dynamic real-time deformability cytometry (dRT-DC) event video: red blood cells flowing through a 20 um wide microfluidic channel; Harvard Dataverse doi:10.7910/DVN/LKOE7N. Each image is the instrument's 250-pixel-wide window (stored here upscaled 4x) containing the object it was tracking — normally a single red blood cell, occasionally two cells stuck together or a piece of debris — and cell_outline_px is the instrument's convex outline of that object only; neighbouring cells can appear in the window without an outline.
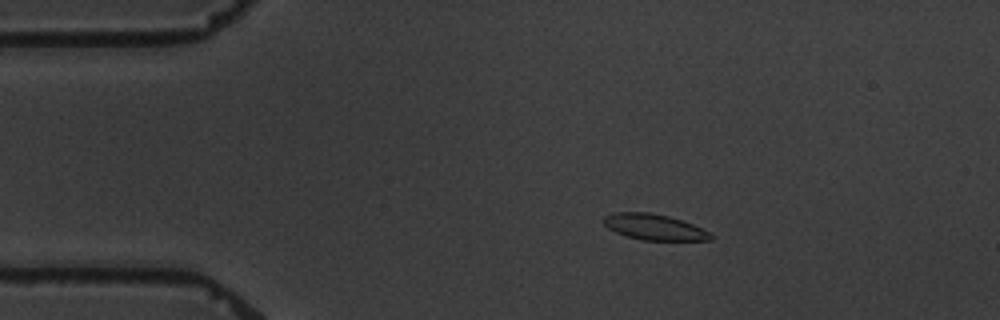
{"species": "common noctule bat (a hibernating species)", "species_latin": "Nyctalus noctula", "temperature_condition": "warm", "stored_images_in_passage": 5, "camera_frame_rate_fps": 3000, "um_per_image_px": 0.085, "animal": {"sex": "male", "body_mass_g": 19.5, "forearm_length_mm": 54.6}, "frame": {"image": 1, "passage_image": 2, "time_ms": 1.333, "image_size_px": [1000, 320], "cell_outline_px": [[712, 240], [644, 240], [628, 236], [616, 232], [608, 228], [604, 224], [604, 216], [616, 212], [648, 212], [668, 216], [692, 224], [708, 232], [712, 236]], "centroid_in_image_um": [55.58, 19.29], "position_along_channel_um": 29.4, "area_um2": 15.78}}
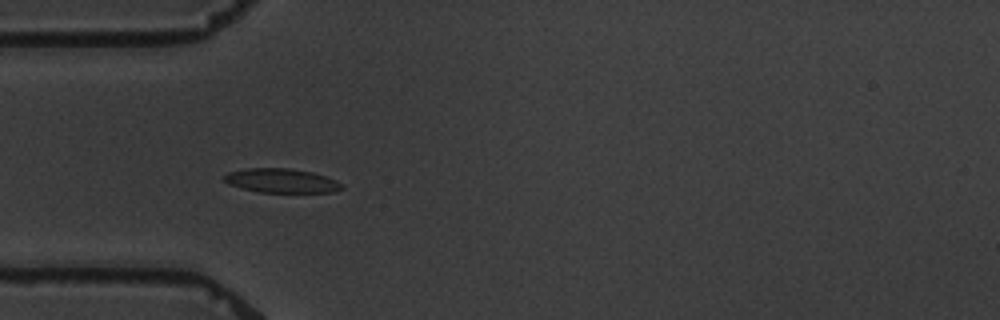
{"frame": {"image": 2, "passage_image": 4, "time_ms": 3.667, "image_size_px": [1000, 320], "cell_outline_px": [[344, 188], [336, 192], [260, 192], [240, 188], [228, 184], [224, 180], [224, 176], [228, 172], [248, 168], [288, 168], [312, 172], [336, 180], [344, 184]], "centroid_in_image_um": [23.94, 15.36], "position_along_channel_um": 61.1, "area_um2": 16.59}}
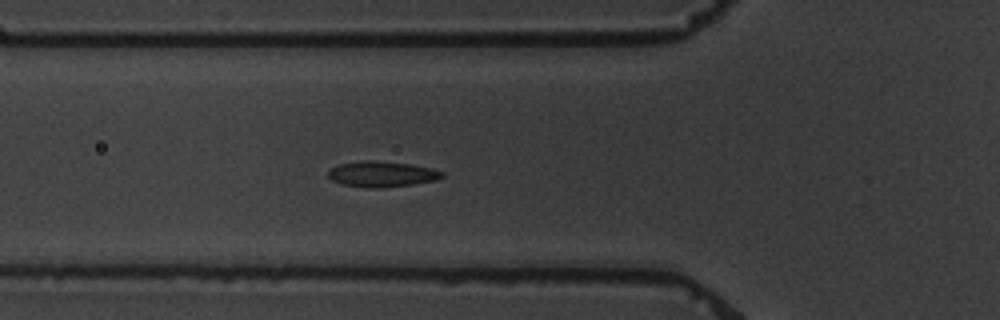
{"frame": {"image": 3, "passage_image": 5, "time_ms": 4.667, "image_size_px": [1000, 320], "cell_outline_px": [[444, 176], [436, 180], [412, 184], [380, 188], [368, 188], [344, 184], [332, 180], [328, 176], [328, 172], [332, 168], [340, 164], [364, 160], [368, 160], [412, 164], [432, 168], [444, 172]], "centroid_in_image_um": [32.49, 14.8], "position_along_channel_um": 93.3, "area_um2": 16.88}}